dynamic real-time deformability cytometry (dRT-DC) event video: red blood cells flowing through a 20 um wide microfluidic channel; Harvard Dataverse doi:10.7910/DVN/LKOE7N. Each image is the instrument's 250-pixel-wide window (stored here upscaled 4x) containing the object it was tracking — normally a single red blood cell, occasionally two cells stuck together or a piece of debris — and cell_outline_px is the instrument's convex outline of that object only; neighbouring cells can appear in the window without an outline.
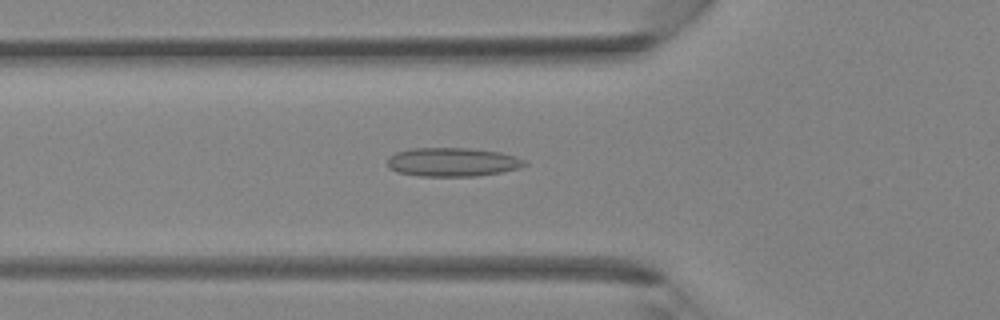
{"species": "Egyptian fruit bat (a non-hibernating species)", "species_latin": "Rousettus aegyptiacus", "temperature_condition": "room temperature", "stored_images_in_passage": 35, "camera_frame_rate_fps": 3000, "um_per_image_px": 0.085, "animal": {"sex": "female"}, "frame": {"image": 1, "passage_image": 9, "time_ms": 2.667, "image_size_px": [1000, 320], "cell_outline_px": [[528, 164], [520, 168], [500, 172], [476, 176], [420, 176], [396, 172], [388, 168], [388, 156], [396, 152], [412, 148], [468, 148], [500, 152], [516, 156], [524, 160]], "centroid_in_image_um": [38.45, 13.77], "position_along_channel_um": 87.4, "area_um2": 23.12}}
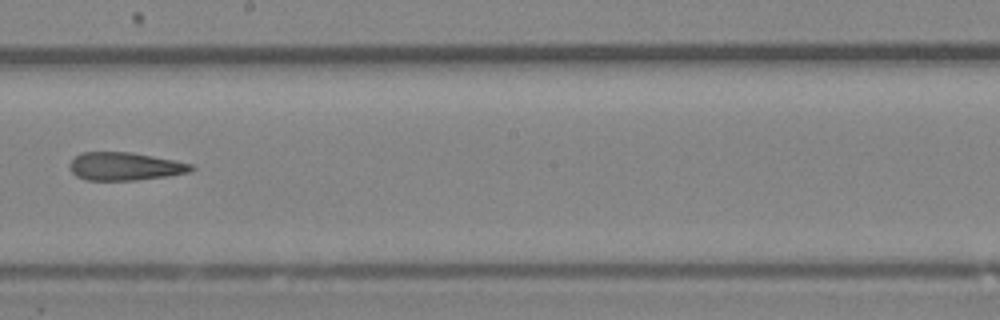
{"frame": {"image": 2, "passage_image": 18, "time_ms": 5.667, "image_size_px": [1000, 320], "cell_outline_px": [[196, 168], [188, 172], [168, 176], [136, 180], [84, 180], [76, 176], [72, 172], [68, 164], [80, 152], [132, 152], [192, 164]], "centroid_in_image_um": [10.59, 14.14], "position_along_channel_um": 237.6, "area_um2": 19.83}}
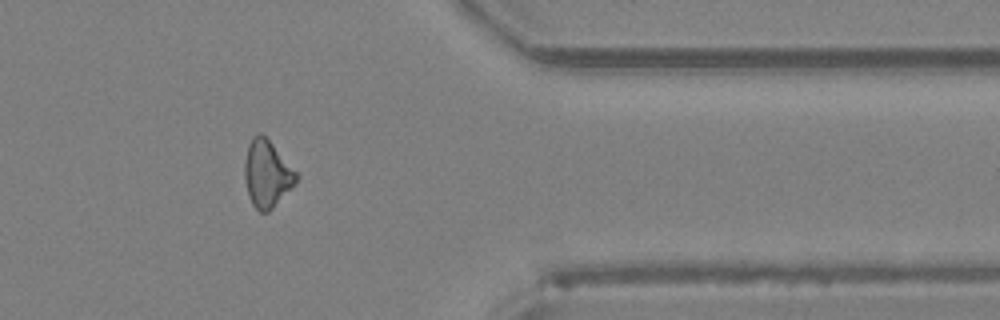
{"frame": {"image": 3, "passage_image": 28, "time_ms": 9.0, "image_size_px": [1000, 320], "cell_outline_px": [[300, 176], [296, 184], [268, 212], [260, 212], [252, 204], [248, 196], [244, 180], [244, 164], [248, 144], [252, 136], [256, 132], [260, 132], [272, 144]], "centroid_in_image_um": [22.68, 14.78], "position_along_channel_um": 388.7, "area_um2": 20.23}}